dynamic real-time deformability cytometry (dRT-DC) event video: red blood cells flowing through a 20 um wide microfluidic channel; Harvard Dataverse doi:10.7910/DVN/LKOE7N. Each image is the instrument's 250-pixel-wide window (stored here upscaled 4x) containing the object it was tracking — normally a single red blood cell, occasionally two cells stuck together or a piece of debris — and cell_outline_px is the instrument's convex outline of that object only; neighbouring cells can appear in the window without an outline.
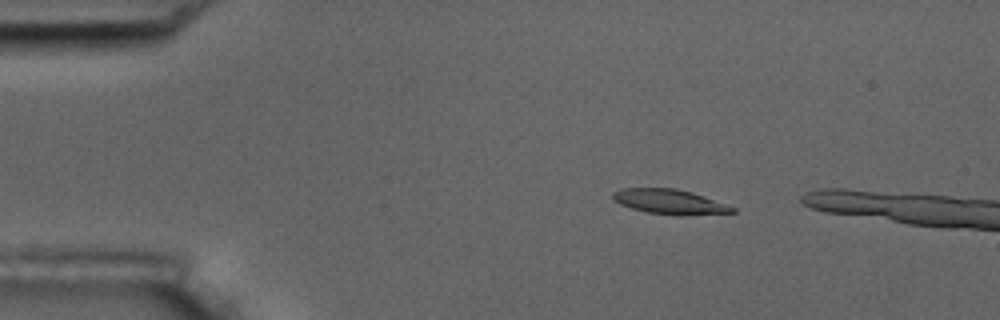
{"species": "common noctule bat (a hibernating species)", "species_latin": "Nyctalus noctula", "temperature_condition": "room temperature", "stored_images_in_passage": 5, "camera_frame_rate_fps": 3000, "um_per_image_px": 0.085, "animal": {"sex": "male", "body_mass_g": 17.5, "forearm_length_mm": 52.3}, "frame": {"image": 1, "passage_image": 3, "time_ms": 2.333, "image_size_px": [1000, 320], "cell_outline_px": [[736, 212], [680, 216], [648, 212], [632, 208], [620, 204], [612, 200], [612, 192], [620, 188], [676, 188], [692, 192], [736, 208]], "centroid_in_image_um": [56.89, 17.14], "position_along_channel_um": 28.1, "area_um2": 17.28}}